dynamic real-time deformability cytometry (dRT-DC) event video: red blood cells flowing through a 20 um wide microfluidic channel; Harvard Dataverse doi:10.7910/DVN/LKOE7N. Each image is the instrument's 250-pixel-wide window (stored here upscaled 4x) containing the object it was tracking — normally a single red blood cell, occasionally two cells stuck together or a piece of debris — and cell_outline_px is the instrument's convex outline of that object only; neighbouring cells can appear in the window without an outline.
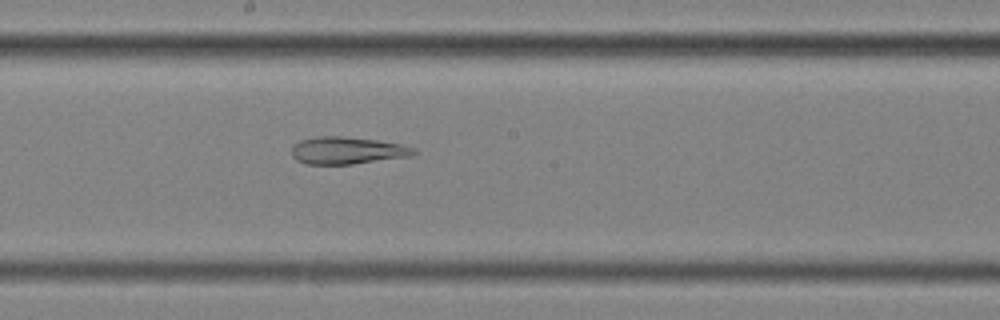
{"species": "common noctule bat (a hibernating species)", "species_latin": "Nyctalus noctula", "temperature_condition": "cold", "stored_images_in_passage": 43, "camera_frame_rate_fps": 3000, "um_per_image_px": 0.085, "animal": {"sex": "female", "body_mass_g": 25.1}, "frame": {"image": 1, "passage_image": 20, "time_ms": 6.333, "image_size_px": [1000, 320], "cell_outline_px": [[416, 156], [352, 164], [308, 164], [296, 160], [292, 156], [292, 144], [300, 140], [320, 136], [344, 136], [376, 140], [400, 144], [416, 148]], "centroid_in_image_um": [29.54, 12.79], "position_along_channel_um": 218.7, "area_um2": 19.59}}
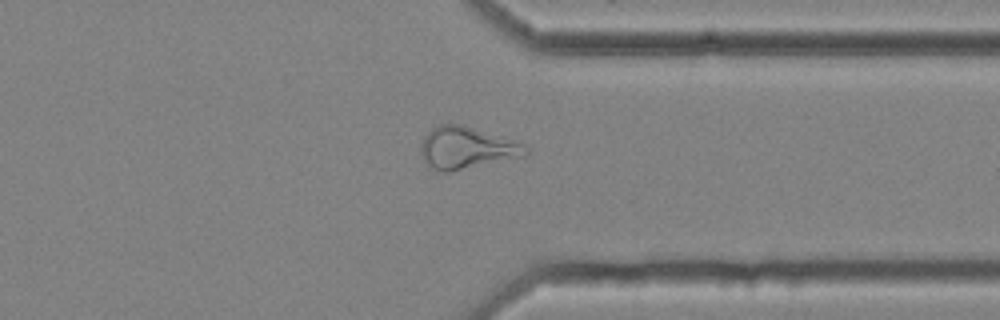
{"frame": {"image": 2, "passage_image": 33, "time_ms": 10.667, "image_size_px": [1000, 320], "cell_outline_px": [[528, 152], [524, 156], [448, 172], [440, 172], [432, 168], [424, 160], [420, 152], [420, 144], [424, 136], [432, 128], [440, 124], [464, 124], [504, 136], [516, 140], [524, 144], [528, 148]], "centroid_in_image_um": [39.67, 12.54], "position_along_channel_um": 371.7, "area_um2": 25.84}}
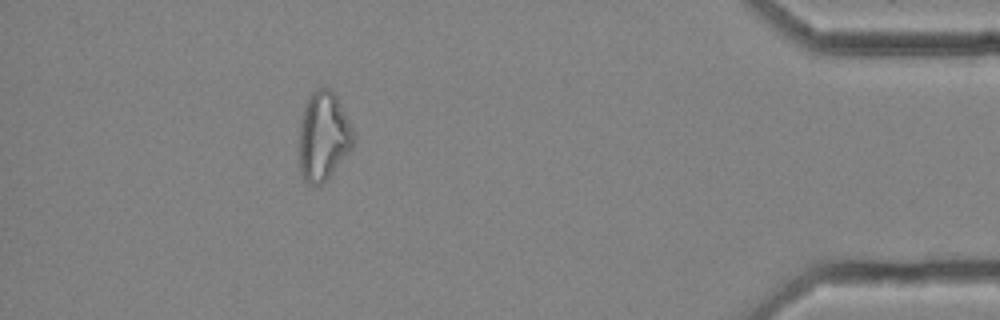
{"frame": {"image": 3, "passage_image": 40, "time_ms": 13.0, "image_size_px": [1000, 320], "cell_outline_px": [[356, 136], [352, 148], [332, 172], [320, 184], [312, 184], [304, 180], [300, 172], [300, 124], [304, 108], [312, 92], [316, 88], [332, 88]], "centroid_in_image_um": [27.5, 11.56], "position_along_channel_um": 407.7, "area_um2": 27.57}}